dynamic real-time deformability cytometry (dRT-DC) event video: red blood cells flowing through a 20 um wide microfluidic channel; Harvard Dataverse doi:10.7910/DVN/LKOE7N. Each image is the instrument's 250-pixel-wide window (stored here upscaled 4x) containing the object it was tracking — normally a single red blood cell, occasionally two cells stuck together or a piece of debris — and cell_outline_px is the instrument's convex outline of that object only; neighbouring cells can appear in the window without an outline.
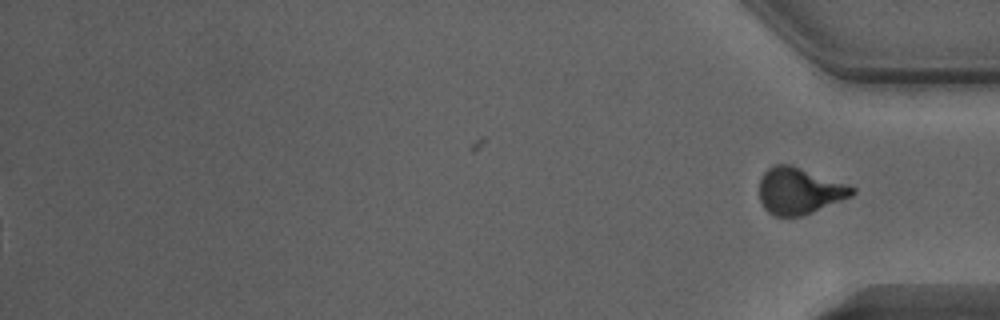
{"species": "Egyptian fruit bat (a non-hibernating species)", "species_latin": "Rousettus aegyptiacus", "temperature_condition": "warm", "stored_images_in_passage": 36, "segment_of_instrument_passage": [2, 2], "camera_frame_rate_fps": 3000, "um_per_image_px": 0.085, "animal": {"sex": "male"}, "frame": {"image": 1, "passage_image": 36, "time_ms": 11.667, "image_size_px": [1000, 320], "cell_outline_px": [[856, 192], [852, 196], [812, 212], [800, 216], [776, 216], [768, 212], [764, 208], [760, 200], [760, 176], [768, 168], [776, 164], [792, 164], [848, 184], [856, 188]], "centroid_in_image_um": [67.95, 16.21], "position_along_channel_um": 367.3, "area_um2": 25.26}}